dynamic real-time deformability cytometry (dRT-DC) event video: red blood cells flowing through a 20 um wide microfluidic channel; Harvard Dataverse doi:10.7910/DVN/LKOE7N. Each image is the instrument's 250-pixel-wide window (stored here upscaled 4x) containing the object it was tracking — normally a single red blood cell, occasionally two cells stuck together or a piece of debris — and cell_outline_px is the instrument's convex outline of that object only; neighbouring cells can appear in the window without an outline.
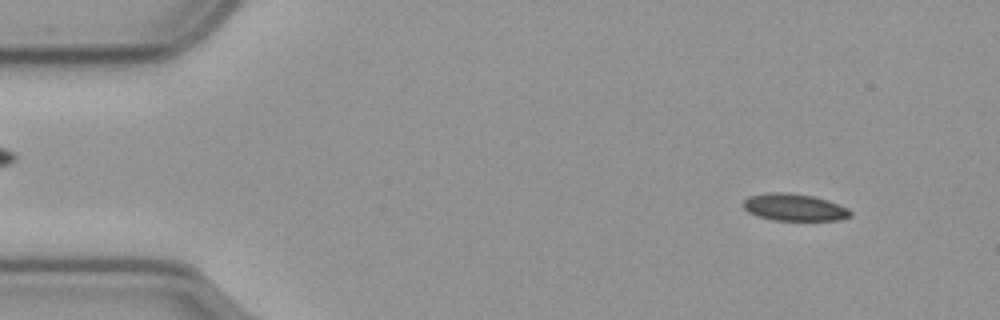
{"species": "common noctule bat (a hibernating species)", "species_latin": "Nyctalus noctula", "temperature_condition": "cold", "stored_images_in_passage": 57, "camera_frame_rate_fps": 3000, "um_per_image_px": 0.085, "animal": {"sex": "male", "body_mass_g": 23.1, "forearm_length_mm": 52.7}, "frame": {"image": 1, "passage_image": 5, "time_ms": 1.333, "image_size_px": [1000, 320], "cell_outline_px": [[852, 216], [840, 220], [772, 220], [756, 216], [748, 212], [740, 204], [748, 196], [764, 192], [788, 192], [812, 196], [828, 200], [848, 208], [852, 212]], "centroid_in_image_um": [67.47, 17.61], "position_along_channel_um": 17.5, "area_um2": 17.22}}
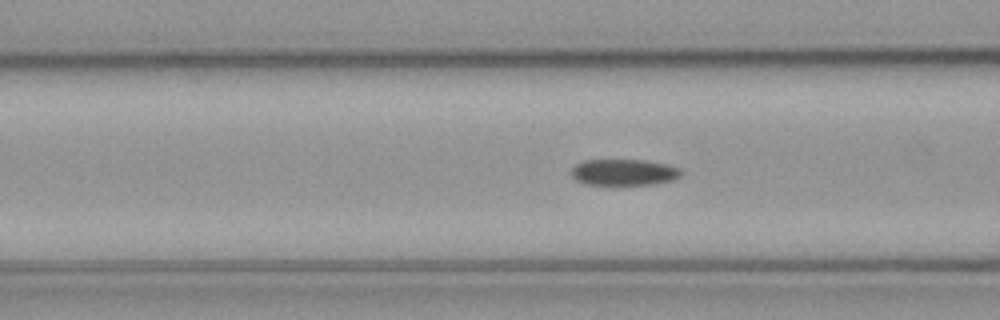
{"frame": {"image": 2, "passage_image": 21, "time_ms": 6.667, "image_size_px": [1000, 320], "cell_outline_px": [[684, 172], [680, 176], [672, 180], [656, 184], [584, 184], [576, 180], [572, 176], [572, 168], [576, 164], [584, 160], [644, 160], [664, 164], [680, 168]], "centroid_in_image_um": [53.04, 14.64], "position_along_channel_um": 113.6, "area_um2": 16.7}}
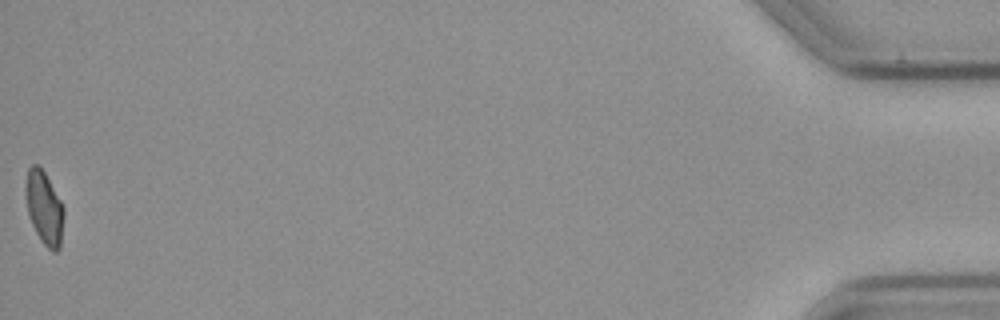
{"frame": {"image": 3, "passage_image": 57, "time_ms": 18.667, "image_size_px": [1000, 320], "cell_outline_px": [[64, 212], [60, 248], [56, 252], [52, 252], [44, 244], [36, 232], [32, 224], [28, 212], [24, 192], [28, 168], [32, 164], [36, 164], [44, 172], [60, 200], [64, 208]], "centroid_in_image_um": [3.75, 17.68], "position_along_channel_um": 431.4, "area_um2": 16.13}, "authors_computed_cell_mechanics": {"area_um2": 17.2822, "velocity_mm_per_s": 3.5422, "shape_relaxation_time_tau1_ms": 4.6571, "shape_relaxation_time_tau2_ms": 7.1682, "deformation_change_tau1": 0.1029, "deformation_change_tau2": 0.109}}